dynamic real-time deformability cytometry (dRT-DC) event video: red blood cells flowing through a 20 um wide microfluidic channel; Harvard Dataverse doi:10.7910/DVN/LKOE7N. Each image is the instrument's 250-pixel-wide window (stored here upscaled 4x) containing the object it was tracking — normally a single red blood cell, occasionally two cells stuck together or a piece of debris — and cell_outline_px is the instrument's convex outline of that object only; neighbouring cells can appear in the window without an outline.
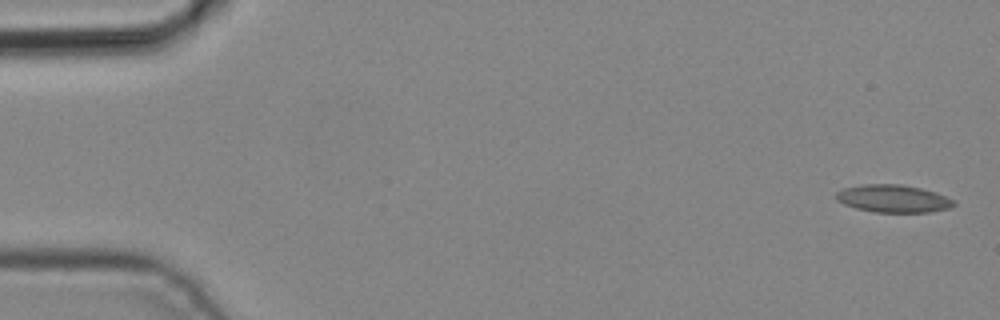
{"species": "common noctule bat (a hibernating species)", "species_latin": "Nyctalus noctula", "temperature_condition": "cold", "stored_images_in_passage": 4, "camera_frame_rate_fps": 3000, "um_per_image_px": 0.085, "animal": {"sex": "male", "body_mass_g": 19.2, "forearm_length_mm": 51.8}, "frame": {"image": 1, "passage_image": 1, "time_ms": 0.0, "image_size_px": [1000, 320], "cell_outline_px": [[956, 204], [948, 208], [928, 212], [872, 212], [856, 208], [844, 204], [836, 200], [836, 192], [844, 188], [864, 184], [900, 184], [920, 188], [936, 192], [956, 200]], "centroid_in_image_um": [75.93, 16.88], "position_along_channel_um": 9.1, "area_um2": 18.96}}
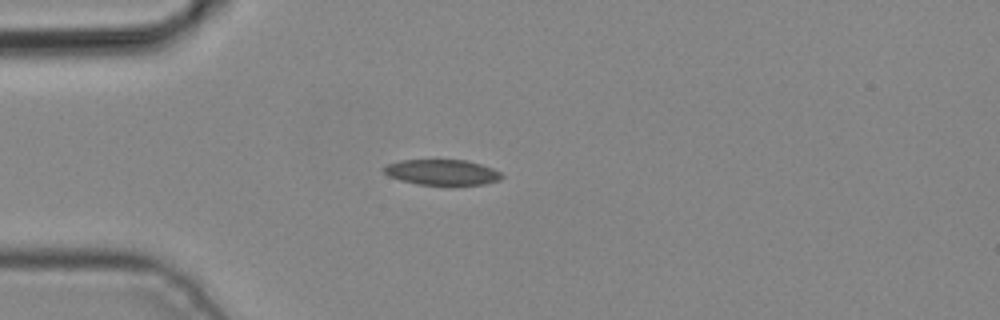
{"frame": {"image": 2, "passage_image": 3, "time_ms": 0.667, "image_size_px": [1000, 320], "cell_outline_px": [[504, 176], [500, 180], [484, 184], [452, 188], [416, 184], [400, 180], [388, 176], [380, 168], [388, 164], [400, 160], [468, 160], [492, 168], [500, 172]], "centroid_in_image_um": [37.59, 14.69], "position_along_channel_um": 47.4, "area_um2": 18.44}}